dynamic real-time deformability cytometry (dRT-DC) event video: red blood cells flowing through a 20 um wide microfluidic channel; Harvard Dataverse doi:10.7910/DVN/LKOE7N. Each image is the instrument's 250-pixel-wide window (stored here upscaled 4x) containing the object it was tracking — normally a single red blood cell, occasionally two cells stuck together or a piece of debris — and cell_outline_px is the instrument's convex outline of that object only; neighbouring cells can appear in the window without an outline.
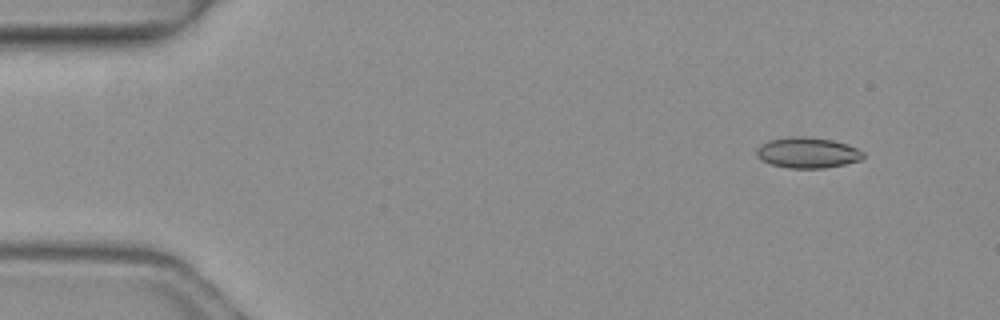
{"species": "common noctule bat (a hibernating species)", "species_latin": "Nyctalus noctula", "temperature_condition": "warm", "stored_images_in_passage": 5, "camera_frame_rate_fps": 3000, "um_per_image_px": 0.085, "animal": {"sex": "female", "body_mass_g": 19.3, "forearm_length_mm": 54.1}, "frame": {"image": 1, "passage_image": 2, "time_ms": 0.333, "image_size_px": [1000, 320], "cell_outline_px": [[864, 156], [860, 160], [844, 164], [824, 168], [788, 168], [772, 164], [760, 160], [756, 156], [756, 148], [760, 144], [768, 140], [792, 136], [800, 136], [832, 140], [856, 148], [864, 152]], "centroid_in_image_um": [68.58, 12.98], "position_along_channel_um": 16.4, "area_um2": 19.02}}
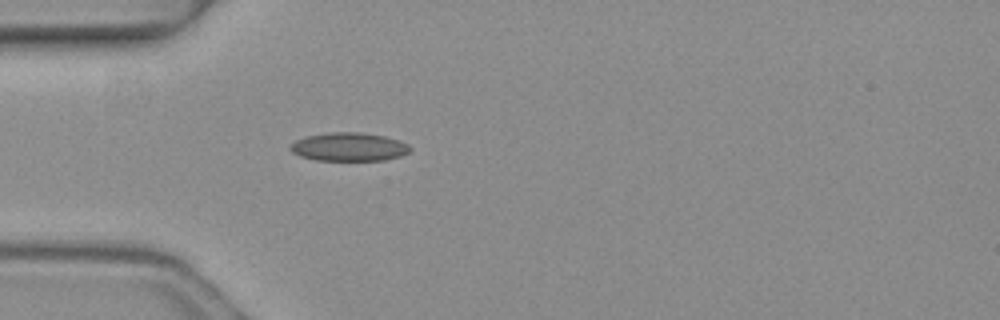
{"frame": {"image": 2, "passage_image": 5, "time_ms": 1.333, "image_size_px": [1000, 320], "cell_outline_px": [[412, 148], [408, 152], [400, 156], [384, 160], [316, 160], [300, 156], [292, 152], [288, 148], [296, 140], [304, 136], [328, 132], [360, 132], [384, 136], [408, 144]], "centroid_in_image_um": [29.63, 12.48], "position_along_channel_um": 55.4, "area_um2": 19.83}}